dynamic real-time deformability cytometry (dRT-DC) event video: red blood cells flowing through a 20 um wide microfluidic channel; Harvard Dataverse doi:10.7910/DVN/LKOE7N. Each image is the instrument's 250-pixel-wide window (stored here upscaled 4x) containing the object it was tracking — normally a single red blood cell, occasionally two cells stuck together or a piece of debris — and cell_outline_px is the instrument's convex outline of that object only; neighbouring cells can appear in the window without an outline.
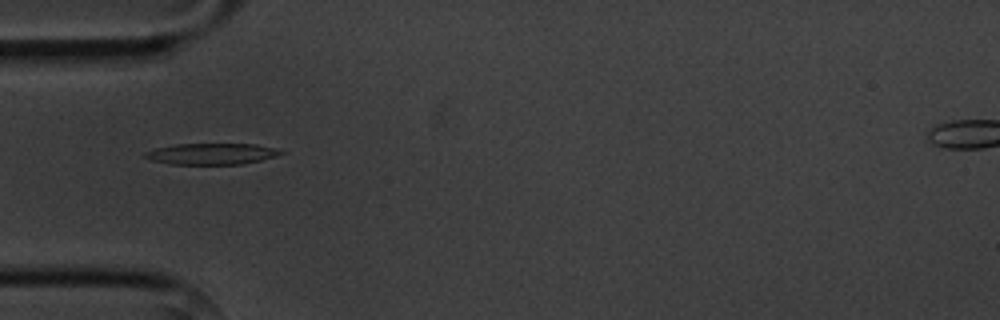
{"species": "common noctule bat (a hibernating species)", "species_latin": "Nyctalus noctula", "temperature_condition": "cold", "stored_images_in_passage": 6, "camera_frame_rate_fps": 3000, "um_per_image_px": 0.085, "animal": {"sex": "male", "body_mass_g": 20.1, "forearm_length_mm": 53.5}, "frame": {"image": 1, "passage_image": 5, "time_ms": 4.667, "image_size_px": [1000, 320], "cell_outline_px": [[288, 152], [276, 156], [244, 164], [172, 164], [152, 160], [144, 156], [144, 152], [156, 148], [176, 144], [256, 144], [276, 148]], "centroid_in_image_um": [18.04, 13.07], "position_along_channel_um": 67.0, "area_um2": 16.76}}
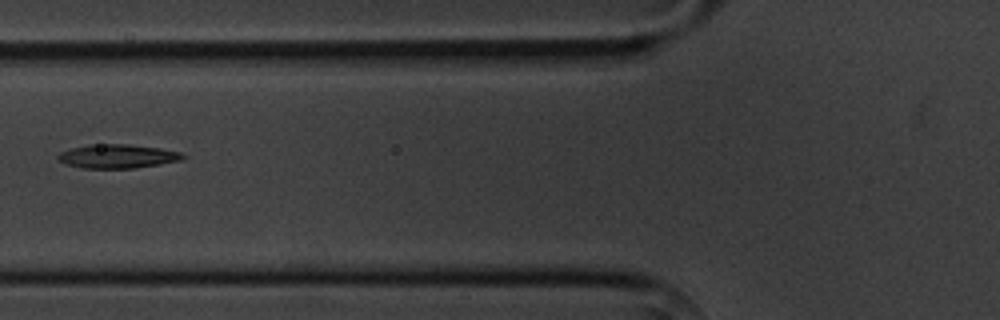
{"frame": {"image": 2, "passage_image": 6, "time_ms": 6.0, "image_size_px": [1000, 320], "cell_outline_px": [[188, 156], [180, 160], [160, 164], [136, 168], [84, 168], [64, 164], [56, 156], [60, 152], [72, 148], [88, 144], [128, 144], [160, 148], [180, 152]], "centroid_in_image_um": [9.99, 13.28], "position_along_channel_um": 115.8, "area_um2": 17.4}}